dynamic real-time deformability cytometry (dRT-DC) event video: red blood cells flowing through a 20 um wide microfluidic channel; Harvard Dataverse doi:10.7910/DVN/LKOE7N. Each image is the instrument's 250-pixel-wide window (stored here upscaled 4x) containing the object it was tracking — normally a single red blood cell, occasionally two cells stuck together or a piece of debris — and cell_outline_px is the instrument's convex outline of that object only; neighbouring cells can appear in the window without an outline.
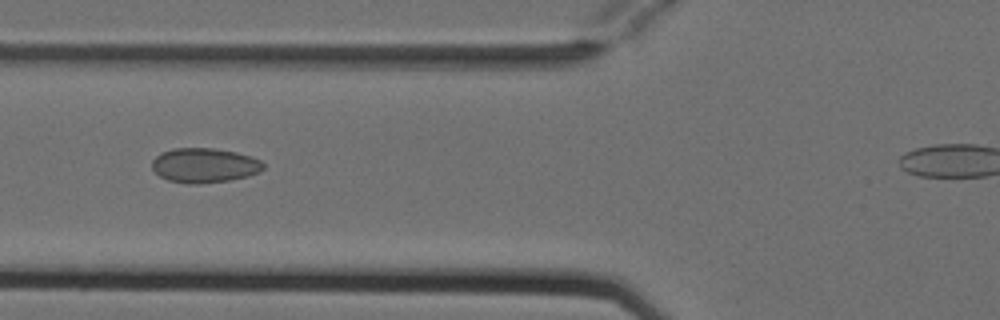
{"species": "Egyptian fruit bat (a non-hibernating species)", "species_latin": "Rousettus aegyptiacus", "temperature_condition": "cold", "stored_images_in_passage": 4, "camera_frame_rate_fps": 3000, "um_per_image_px": 0.085, "animal": {"sex": "female"}, "frame": {"image": 1, "passage_image": 3, "time_ms": 0.667, "image_size_px": [1000, 320], "cell_outline_px": [[264, 168], [260, 172], [248, 176], [228, 180], [200, 184], [188, 184], [168, 180], [160, 176], [152, 168], [152, 160], [160, 152], [172, 148], [212, 148], [236, 152], [252, 156], [260, 160], [264, 164]], "centroid_in_image_um": [17.37, 14.05], "position_along_channel_um": 108.4, "area_um2": 22.6}}
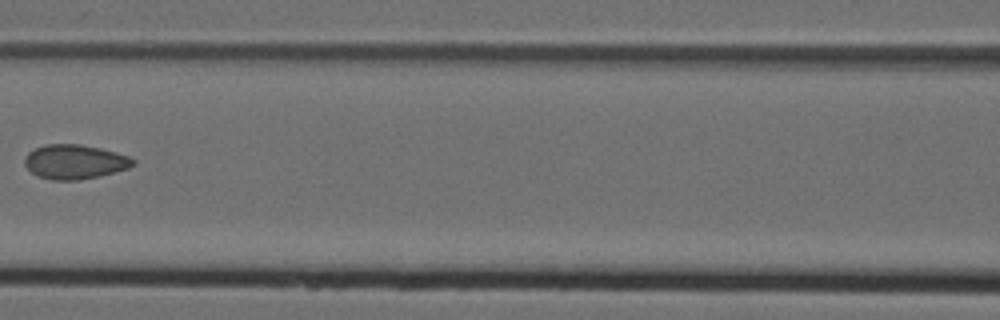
{"frame": {"image": 2, "passage_image": 4, "time_ms": 1.0, "image_size_px": [1000, 320], "cell_outline_px": [[136, 164], [128, 168], [100, 176], [76, 180], [52, 180], [36, 176], [24, 164], [24, 156], [28, 152], [44, 144], [80, 144], [100, 148], [128, 156], [136, 160]], "centroid_in_image_um": [6.33, 13.75], "position_along_channel_um": 160.3, "area_um2": 21.79}}